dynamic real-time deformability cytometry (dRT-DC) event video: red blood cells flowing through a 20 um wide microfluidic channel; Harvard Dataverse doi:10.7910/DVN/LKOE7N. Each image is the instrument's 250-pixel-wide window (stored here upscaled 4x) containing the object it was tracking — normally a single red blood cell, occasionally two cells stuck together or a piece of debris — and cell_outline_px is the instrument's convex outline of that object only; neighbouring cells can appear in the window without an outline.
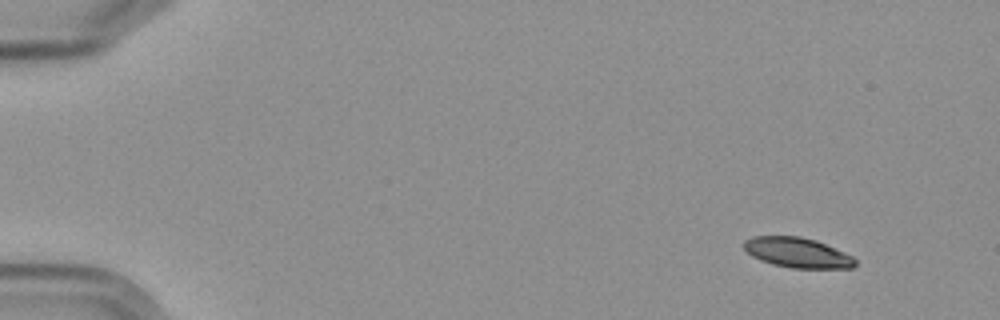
{"species": "Egyptian fruit bat (a non-hibernating species)", "species_latin": "Rousettus aegyptiacus", "temperature_condition": "cold", "stored_images_in_passage": 6, "camera_frame_rate_fps": 3000, "um_per_image_px": 0.085, "frame": {"image": 1, "passage_image": 1, "time_ms": 0.0, "image_size_px": [1000, 320], "cell_outline_px": [[856, 264], [852, 268], [792, 268], [772, 264], [760, 260], [752, 256], [744, 248], [744, 240], [752, 236], [800, 236], [816, 240], [844, 252], [852, 256], [856, 260]], "centroid_in_image_um": [67.77, 21.47], "position_along_channel_um": 17.2, "area_um2": 19.48}}
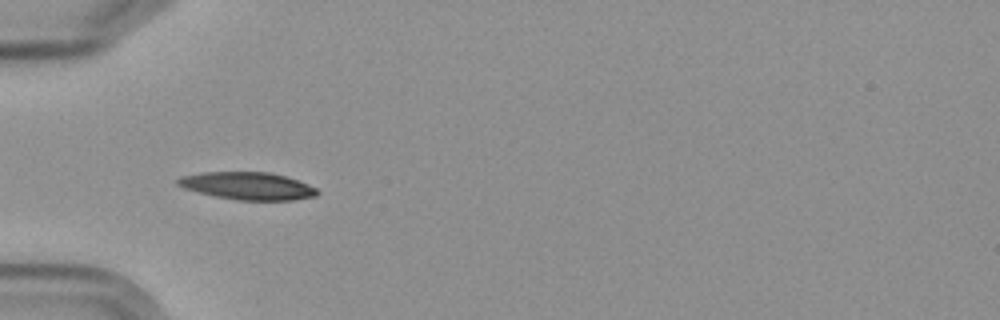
{"frame": {"image": 2, "passage_image": 5, "time_ms": 4.667, "image_size_px": [1000, 320], "cell_outline_px": [[320, 192], [316, 196], [292, 200], [236, 200], [216, 196], [184, 188], [176, 184], [176, 180], [180, 176], [204, 172], [268, 172], [284, 176], [308, 184], [316, 188]], "centroid_in_image_um": [21.05, 15.8], "position_along_channel_um": 64.0, "area_um2": 22.2}}
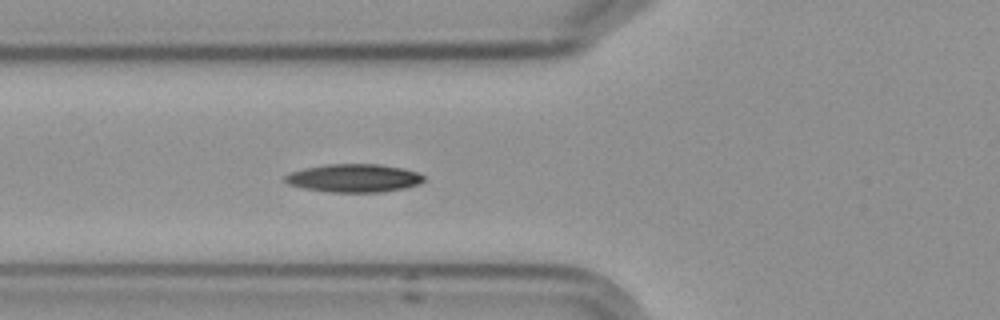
{"frame": {"image": 3, "passage_image": 6, "time_ms": 5.667, "image_size_px": [1000, 320], "cell_outline_px": [[424, 180], [416, 184], [404, 188], [384, 192], [328, 192], [304, 188], [288, 184], [284, 180], [284, 176], [292, 172], [304, 168], [328, 164], [380, 164], [404, 168], [416, 172], [424, 176]], "centroid_in_image_um": [30.07, 15.14], "position_along_channel_um": 95.7, "area_um2": 22.72}}